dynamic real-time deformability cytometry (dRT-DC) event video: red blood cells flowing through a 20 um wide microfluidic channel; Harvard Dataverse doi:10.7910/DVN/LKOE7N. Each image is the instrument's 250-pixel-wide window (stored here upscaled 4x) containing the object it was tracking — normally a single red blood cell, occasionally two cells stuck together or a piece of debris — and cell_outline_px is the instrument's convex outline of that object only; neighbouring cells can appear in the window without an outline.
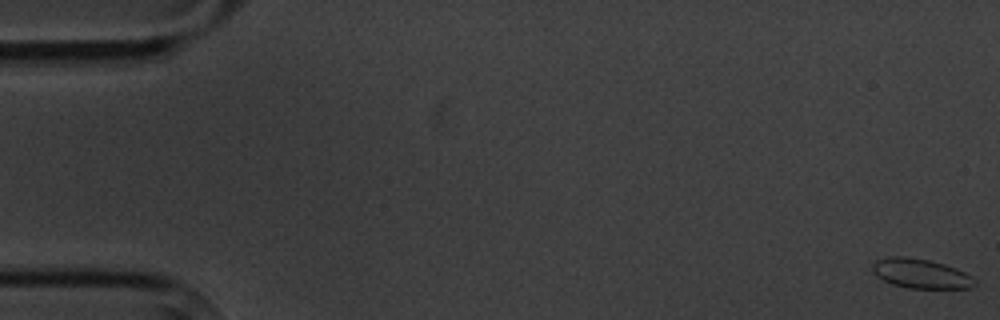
{"species": "common noctule bat (a hibernating species)", "species_latin": "Nyctalus noctula", "temperature_condition": "cold", "stored_images_in_passage": 6, "camera_frame_rate_fps": 3000, "um_per_image_px": 0.085, "animal": {"sex": "male", "body_mass_g": 20.1, "forearm_length_mm": 53.5}, "frame": {"image": 1, "passage_image": 1, "time_ms": 0.0, "image_size_px": [1000, 320], "cell_outline_px": [[976, 284], [972, 288], [908, 288], [892, 284], [876, 276], [872, 272], [872, 264], [876, 260], [888, 256], [904, 256], [928, 260], [944, 264], [956, 268], [972, 276], [976, 280]], "centroid_in_image_um": [78.25, 23.25], "position_along_channel_um": 6.7, "area_um2": 17.69}}